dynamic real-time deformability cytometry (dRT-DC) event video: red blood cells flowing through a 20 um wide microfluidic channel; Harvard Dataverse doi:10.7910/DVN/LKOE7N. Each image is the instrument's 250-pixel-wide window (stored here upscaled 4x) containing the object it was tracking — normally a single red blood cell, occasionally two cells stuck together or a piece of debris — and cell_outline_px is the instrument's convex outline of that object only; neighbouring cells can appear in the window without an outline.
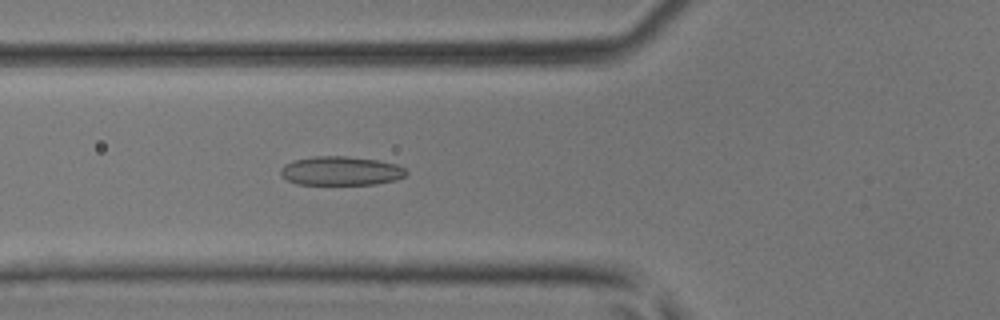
{"species": "common noctule bat (a hibernating species)", "species_latin": "Nyctalus noctula", "temperature_condition": "room temperature", "stored_images_in_passage": 34, "camera_frame_rate_fps": 3000, "um_per_image_px": 0.085, "animal": {"sex": "male", "body_mass_g": 17.9, "forearm_length_mm": 54.2}, "frame": {"image": 1, "passage_image": 5, "time_ms": 1.333, "image_size_px": [1000, 320], "cell_outline_px": [[408, 172], [404, 176], [396, 180], [376, 184], [296, 184], [288, 180], [280, 172], [280, 168], [284, 164], [292, 160], [316, 156], [348, 156], [376, 160], [396, 164], [404, 168]], "centroid_in_image_um": [28.97, 14.52], "position_along_channel_um": 96.8, "area_um2": 21.15}}
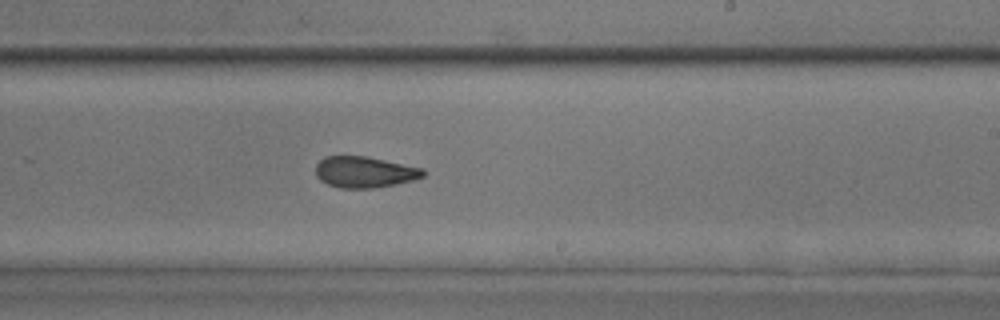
{"frame": {"image": 2, "passage_image": 16, "time_ms": 5.0, "image_size_px": [1000, 320], "cell_outline_px": [[424, 176], [412, 180], [396, 184], [372, 188], [340, 188], [328, 184], [320, 180], [316, 176], [316, 164], [324, 156], [368, 156], [424, 168]], "centroid_in_image_um": [30.98, 14.61], "position_along_channel_um": 258.0, "area_um2": 19.59}}
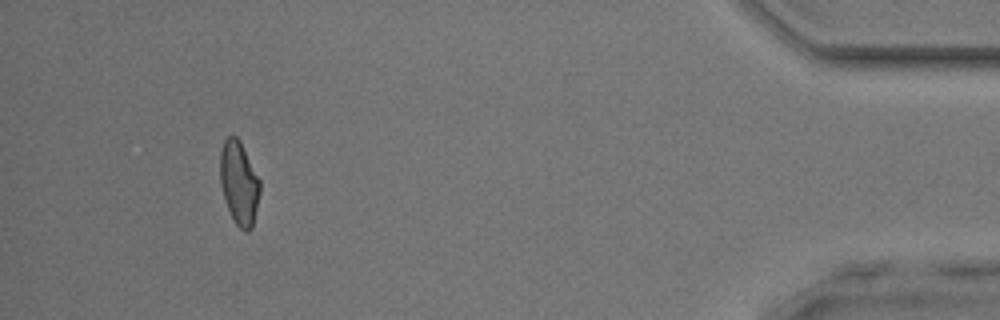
{"frame": {"image": 3, "passage_image": 31, "time_ms": 10.0, "image_size_px": [1000, 320], "cell_outline_px": [[260, 192], [252, 228], [248, 232], [244, 232], [236, 224], [224, 200], [220, 184], [220, 152], [224, 140], [228, 136], [236, 136], [240, 140], [260, 180]], "centroid_in_image_um": [20.31, 15.55], "position_along_channel_um": 414.9, "area_um2": 19.42}}